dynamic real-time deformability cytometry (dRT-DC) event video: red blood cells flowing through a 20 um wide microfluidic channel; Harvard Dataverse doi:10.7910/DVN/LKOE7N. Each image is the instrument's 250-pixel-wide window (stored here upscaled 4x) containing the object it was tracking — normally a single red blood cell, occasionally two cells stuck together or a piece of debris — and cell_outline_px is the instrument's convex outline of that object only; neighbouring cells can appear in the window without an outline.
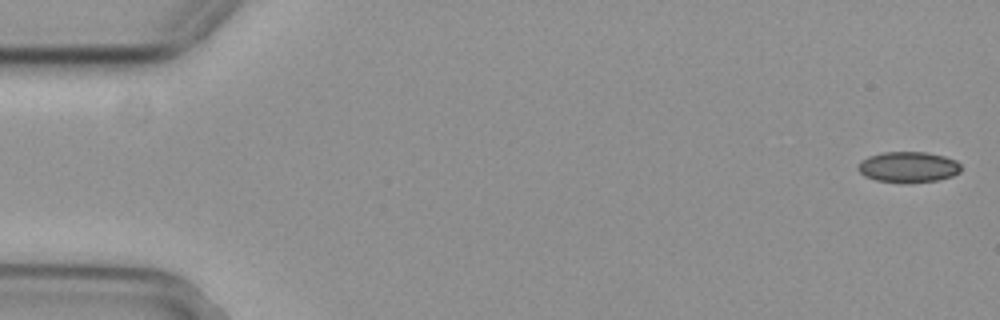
{"species": "common noctule bat (a hibernating species)", "species_latin": "Nyctalus noctula", "temperature_condition": "cold", "stored_images_in_passage": 55, "camera_frame_rate_fps": 3000, "um_per_image_px": 0.085, "animal": {"sex": "female", "body_mass_g": 29.2, "forearm_length_mm": 56.3}, "frame": {"image": 1, "passage_image": 1, "time_ms": 0.0, "image_size_px": [1000, 320], "cell_outline_px": [[960, 172], [952, 176], [936, 180], [876, 180], [864, 176], [856, 168], [860, 160], [868, 156], [880, 152], [928, 152], [944, 156], [956, 160], [960, 164]], "centroid_in_image_um": [77.18, 14.14], "position_along_channel_um": 7.8, "area_um2": 17.92}}
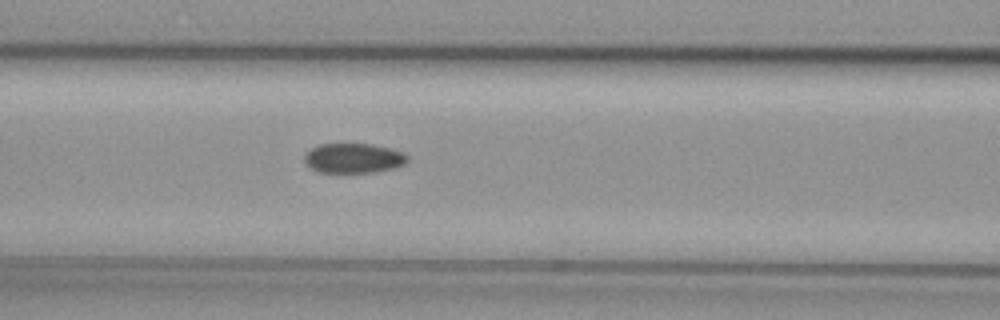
{"frame": {"image": 2, "passage_image": 23, "time_ms": 7.333, "image_size_px": [1000, 320], "cell_outline_px": [[408, 160], [404, 164], [392, 168], [376, 172], [320, 172], [312, 168], [304, 160], [304, 152], [320, 144], [372, 144], [404, 152], [408, 156]], "centroid_in_image_um": [30.05, 13.44], "position_along_channel_um": 136.6, "area_um2": 17.74}}
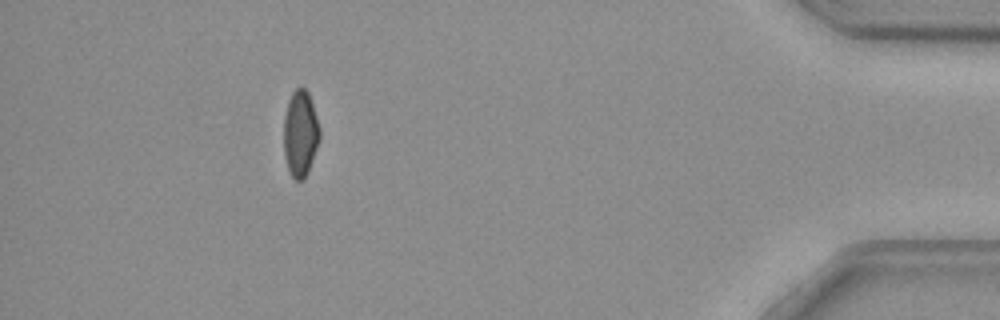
{"frame": {"image": 3, "passage_image": 50, "time_ms": 16.333, "image_size_px": [1000, 320], "cell_outline_px": [[320, 140], [308, 172], [304, 180], [296, 180], [292, 176], [288, 168], [284, 152], [284, 116], [288, 100], [292, 92], [296, 88], [304, 88], [308, 92], [320, 128]], "centroid_in_image_um": [25.53, 11.36], "position_along_channel_um": 409.7, "area_um2": 18.03}}